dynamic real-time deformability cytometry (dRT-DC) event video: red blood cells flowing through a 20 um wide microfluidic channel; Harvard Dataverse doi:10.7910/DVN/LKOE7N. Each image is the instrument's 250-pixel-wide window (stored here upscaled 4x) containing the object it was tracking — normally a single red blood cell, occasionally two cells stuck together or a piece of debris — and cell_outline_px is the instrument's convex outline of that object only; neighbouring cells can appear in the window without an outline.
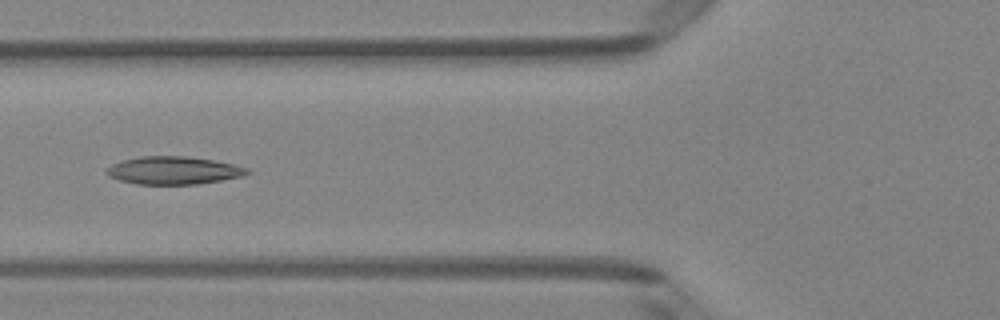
{"species": "Egyptian fruit bat (a non-hibernating species)", "species_latin": "Rousettus aegyptiacus", "temperature_condition": "room temperature", "stored_images_in_passage": 39, "camera_frame_rate_fps": 3000, "um_per_image_px": 0.085, "animal": {"sex": "female"}, "frame": {"image": 1, "passage_image": 9, "time_ms": 2.667, "image_size_px": [1000, 320], "cell_outline_px": [[252, 172], [240, 176], [220, 180], [196, 184], [136, 184], [120, 180], [108, 176], [104, 172], [112, 164], [124, 160], [140, 156], [184, 156], [212, 160], [232, 164], [248, 168]], "centroid_in_image_um": [14.72, 14.48], "position_along_channel_um": 111.1, "area_um2": 22.54}}
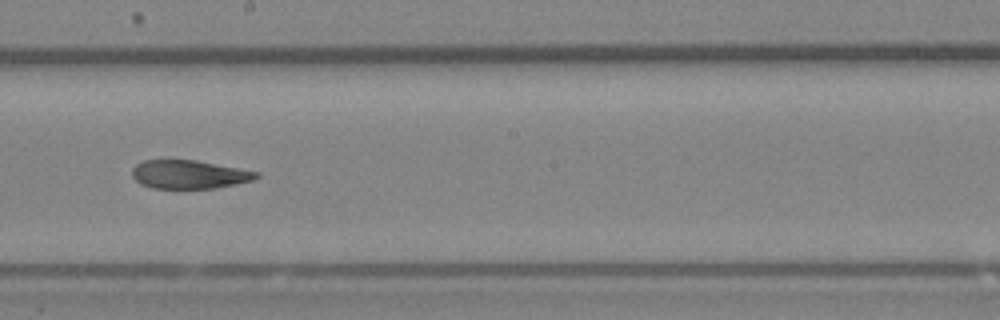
{"frame": {"image": 2, "passage_image": 18, "time_ms": 5.667, "image_size_px": [1000, 320], "cell_outline_px": [[260, 176], [252, 180], [216, 188], [152, 188], [140, 184], [132, 176], [132, 168], [136, 164], [144, 160], [196, 160], [260, 172]], "centroid_in_image_um": [16.06, 14.82], "position_along_channel_um": 232.1, "area_um2": 20.58}}
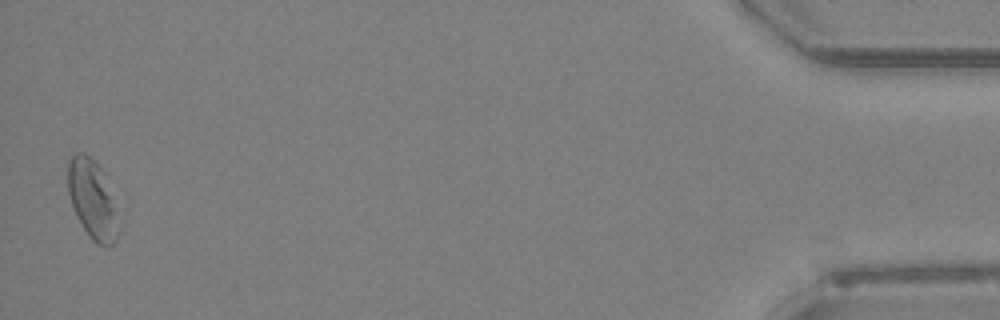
{"frame": {"image": 3, "passage_image": 39, "time_ms": 12.667, "image_size_px": [1000, 320], "cell_outline_px": [[124, 220], [120, 232], [116, 240], [112, 244], [96, 244], [88, 236], [76, 216], [68, 192], [68, 160], [76, 152], [84, 152], [100, 168]], "centroid_in_image_um": [7.92, 17.02], "position_along_channel_um": 427.3, "area_um2": 23.87}, "authors_computed_cell_mechanics": {"area_um2": 22.3686, "velocity_mm_per_s": 4.0607, "shape_relaxation_time_tau1_ms": 5.3606, "shape_relaxation_time_tau2_ms": 5.893, "deformation_change_tau1": 0.1225, "deformation_change_tau2": 0.1426}}